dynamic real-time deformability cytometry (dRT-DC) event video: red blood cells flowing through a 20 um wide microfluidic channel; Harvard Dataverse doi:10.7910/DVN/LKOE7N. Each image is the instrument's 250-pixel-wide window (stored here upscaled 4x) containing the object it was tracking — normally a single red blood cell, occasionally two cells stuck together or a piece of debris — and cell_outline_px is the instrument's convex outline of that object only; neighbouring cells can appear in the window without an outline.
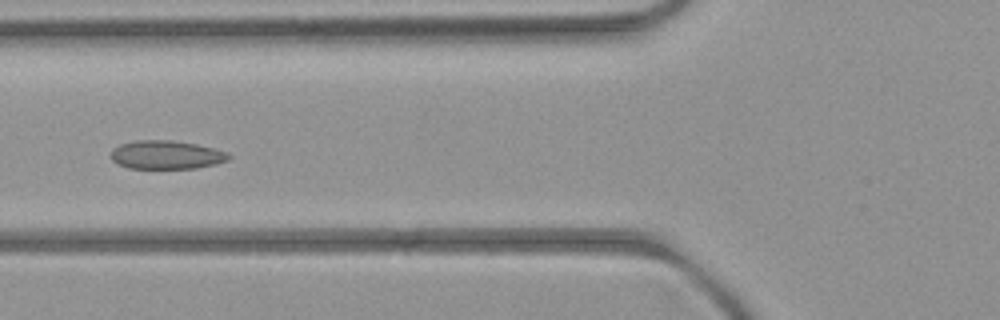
{"species": "common noctule bat (a hibernating species)", "species_latin": "Nyctalus noctula", "temperature_condition": "room temperature", "stored_images_in_passage": 7, "camera_frame_rate_fps": 3000, "um_per_image_px": 0.085, "animal": {"sex": "female", "body_mass_g": 21.9}, "frame": {"image": 1, "passage_image": 5, "time_ms": 5.667, "image_size_px": [1000, 320], "cell_outline_px": [[232, 156], [228, 160], [216, 164], [196, 168], [128, 168], [116, 164], [112, 160], [112, 148], [120, 144], [136, 140], [172, 140], [196, 144], [212, 148], [224, 152]], "centroid_in_image_um": [14.1, 13.16], "position_along_channel_um": 111.7, "area_um2": 19.54}}
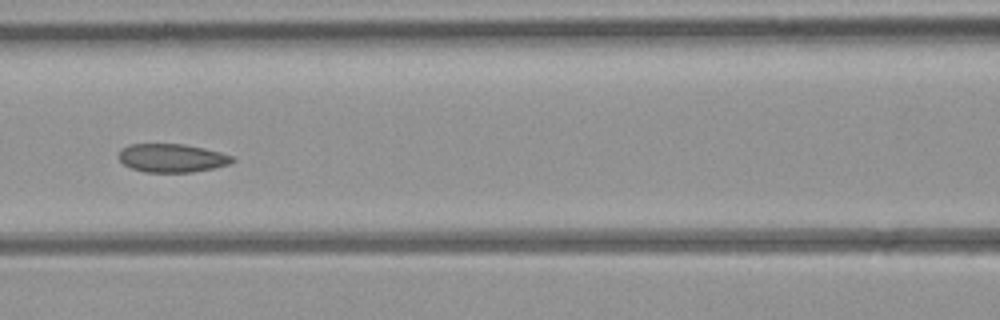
{"frame": {"image": 2, "passage_image": 6, "time_ms": 6.667, "image_size_px": [1000, 320], "cell_outline_px": [[236, 160], [232, 164], [192, 172], [144, 172], [132, 168], [124, 164], [116, 156], [120, 148], [128, 144], [184, 144], [204, 148], [220, 152], [232, 156]], "centroid_in_image_um": [14.59, 13.42], "position_along_channel_um": 152.0, "area_um2": 19.02}}
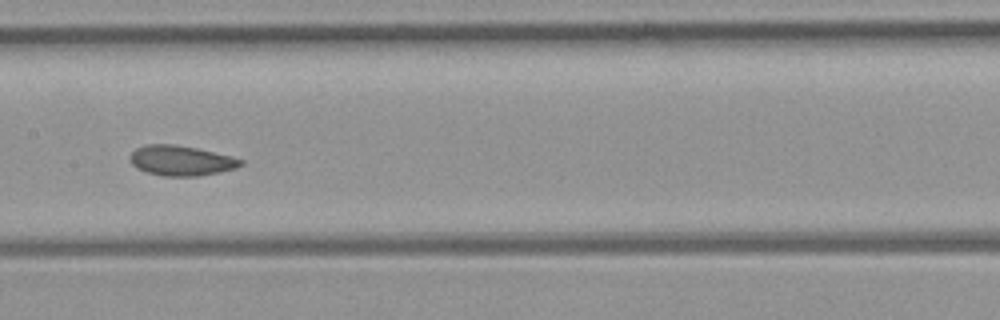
{"frame": {"image": 3, "passage_image": 7, "time_ms": 7.667, "image_size_px": [1000, 320], "cell_outline_px": [[244, 164], [236, 168], [220, 172], [196, 176], [160, 176], [136, 168], [132, 164], [128, 156], [136, 148], [148, 144], [172, 144], [196, 148], [232, 156], [244, 160]], "centroid_in_image_um": [15.39, 13.65], "position_along_channel_um": 192.0, "area_um2": 19.48}}